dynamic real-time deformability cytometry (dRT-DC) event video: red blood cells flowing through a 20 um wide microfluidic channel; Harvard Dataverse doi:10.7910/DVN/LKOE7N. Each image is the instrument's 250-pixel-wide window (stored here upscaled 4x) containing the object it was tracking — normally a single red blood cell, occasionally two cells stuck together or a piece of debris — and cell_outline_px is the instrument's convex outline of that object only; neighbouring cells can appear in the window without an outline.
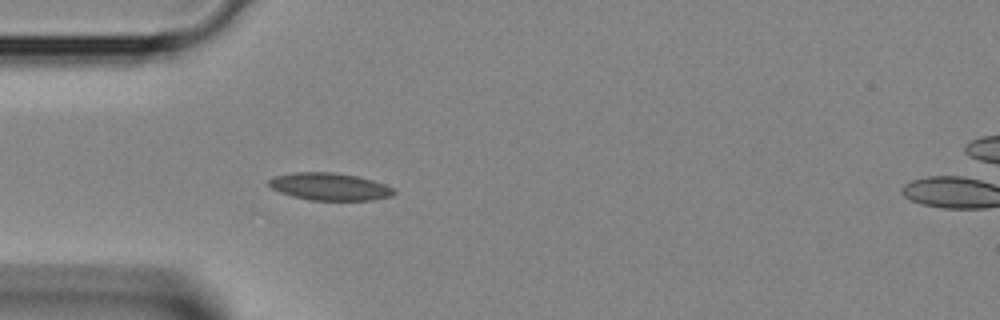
{"species": "Egyptian fruit bat (a non-hibernating species)", "species_latin": "Rousettus aegyptiacus", "temperature_condition": "room temperature", "stored_images_in_passage": 4, "camera_frame_rate_fps": 3000, "um_per_image_px": 0.085, "animal": {"sex": "female"}, "frame": {"image": 1, "passage_image": 3, "time_ms": 0.667, "image_size_px": [1000, 320], "cell_outline_px": [[396, 192], [392, 196], [372, 200], [308, 200], [292, 196], [280, 192], [272, 188], [268, 184], [268, 180], [276, 176], [292, 172], [332, 172], [356, 176], [372, 180], [384, 184], [392, 188]], "centroid_in_image_um": [28.01, 15.86], "position_along_channel_um": 57.0, "area_um2": 19.88}}